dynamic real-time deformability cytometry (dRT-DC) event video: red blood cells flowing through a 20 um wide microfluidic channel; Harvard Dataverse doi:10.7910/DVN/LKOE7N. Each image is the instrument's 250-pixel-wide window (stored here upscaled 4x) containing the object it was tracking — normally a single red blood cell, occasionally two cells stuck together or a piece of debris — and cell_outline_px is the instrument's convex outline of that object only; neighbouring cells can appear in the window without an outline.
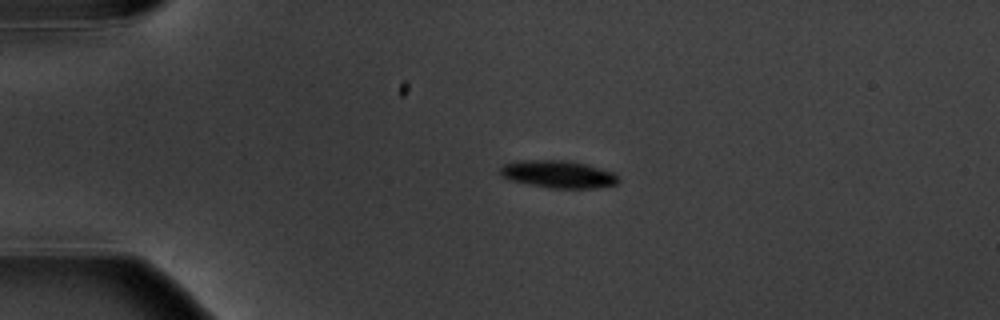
{"species": "common noctule bat (a hibernating species)", "species_latin": "Nyctalus noctula", "temperature_condition": "warm", "stored_images_in_passage": 2, "camera_frame_rate_fps": 3000, "um_per_image_px": 0.085, "animal": {"sex": "male", "body_mass_g": 20.1, "forearm_length_mm": 53.5}, "frame": {"image": 1, "passage_image": 1, "time_ms": 0.0, "image_size_px": [1000, 320], "cell_outline_px": [[620, 180], [616, 184], [592, 188], [548, 188], [528, 184], [512, 180], [500, 176], [500, 168], [504, 164], [520, 160], [568, 160], [588, 164], [612, 172]], "centroid_in_image_um": [47.43, 14.8], "position_along_channel_um": 37.6, "area_um2": 18.9}}